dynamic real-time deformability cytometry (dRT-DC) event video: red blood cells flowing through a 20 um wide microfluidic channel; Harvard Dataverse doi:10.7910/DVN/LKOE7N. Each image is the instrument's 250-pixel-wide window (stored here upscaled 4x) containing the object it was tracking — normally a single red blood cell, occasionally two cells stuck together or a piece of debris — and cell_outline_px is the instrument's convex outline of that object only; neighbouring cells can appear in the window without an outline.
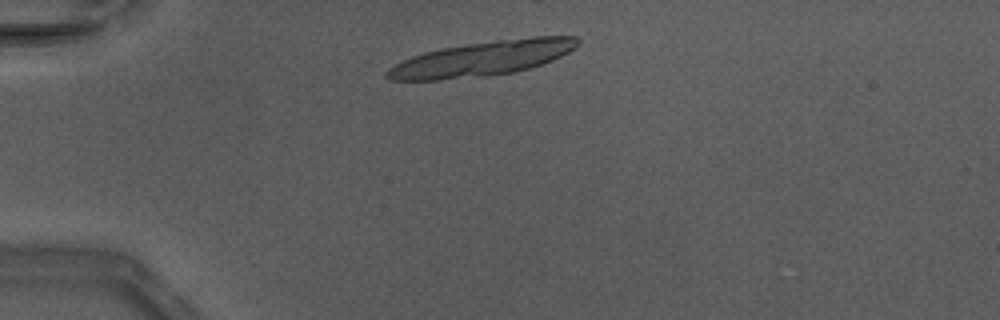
{"species": "Egyptian fruit bat (a non-hibernating species)", "species_latin": "Rousettus aegyptiacus", "temperature_condition": "warm", "stored_images_in_passage": 11, "camera_frame_rate_fps": 3000, "um_per_image_px": 0.085, "animal": {"sex": "male"}, "frame": {"image": 1, "passage_image": 4, "time_ms": 1.0, "image_size_px": [1000, 320], "cell_outline_px": [[580, 44], [576, 48], [552, 60], [516, 72], [488, 76], [440, 80], [388, 80], [384, 76], [384, 72], [388, 68], [412, 56], [424, 52], [440, 48], [496, 40], [532, 36], [576, 36], [580, 40]], "centroid_in_image_um": [40.99, 4.98], "position_along_channel_um": 44.0, "area_um2": 38.73}}